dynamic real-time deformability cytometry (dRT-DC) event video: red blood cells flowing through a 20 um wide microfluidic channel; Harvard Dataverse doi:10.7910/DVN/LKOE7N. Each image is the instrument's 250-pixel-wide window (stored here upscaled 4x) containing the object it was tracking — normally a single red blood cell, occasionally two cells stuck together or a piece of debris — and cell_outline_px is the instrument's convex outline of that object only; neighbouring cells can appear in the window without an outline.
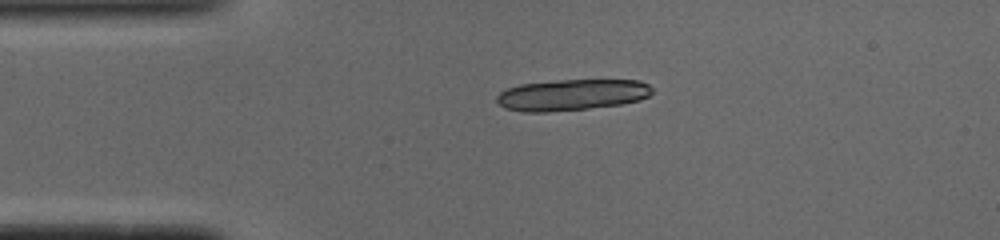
{"species": "common noctule bat (a hibernating species)", "species_latin": "Nyctalus noctula", "temperature_condition": "cold", "stored_images_in_passage": 41, "camera_frame_rate_fps": 3000, "um_per_image_px": 0.085, "animal": {"sex": "male", "body_mass_g": 19.0, "forearm_length_mm": 50.8}, "frame": {"image": 1, "passage_image": 1, "time_ms": 0.0, "image_size_px": [1000, 240], "cell_outline_px": [[652, 92], [648, 96], [640, 100], [620, 104], [588, 108], [548, 112], [524, 112], [504, 108], [496, 100], [496, 96], [500, 92], [508, 88], [520, 84], [556, 80], [640, 80], [648, 84], [652, 88]], "centroid_in_image_um": [48.59, 8.06], "position_along_channel_um": 36.4, "area_um2": 28.26}, "authors_computed_cell_mechanics": {"area_um2": 16.7042, "velocity_mm_per_s": 3.9146, "shape_relaxation_time_tau1_ms": 2.235, "shape_relaxation_time_tau2_ms": 0.7892, "deformation_change_tau1": 0.3404, "deformation_change_tau2": 0.0694}}